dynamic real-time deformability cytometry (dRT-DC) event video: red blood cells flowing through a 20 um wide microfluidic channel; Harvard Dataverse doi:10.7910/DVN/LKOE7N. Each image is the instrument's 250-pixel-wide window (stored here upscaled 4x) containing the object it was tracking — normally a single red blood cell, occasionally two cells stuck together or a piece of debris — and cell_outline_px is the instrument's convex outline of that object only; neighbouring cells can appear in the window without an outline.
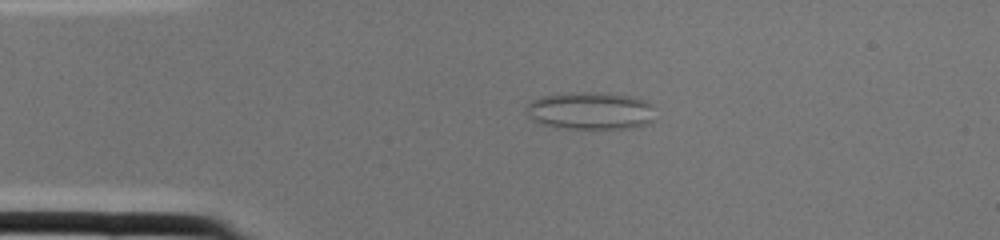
{"species": "common noctule bat (a hibernating species)", "species_latin": "Nyctalus noctula", "temperature_condition": "cold", "stored_images_in_passage": 1, "camera_frame_rate_fps": 3000, "um_per_image_px": 0.085, "animal": {"sex": "female", "body_mass_g": 22.0, "forearm_length_mm": 56.7}, "frame": {"image": 1, "passage_image": 1, "time_ms": 0.0, "image_size_px": [1000, 240], "cell_outline_px": [[656, 120], [648, 124], [632, 128], [556, 128], [532, 120], [528, 116], [528, 104], [532, 100], [544, 96], [572, 92], [596, 92], [628, 96], [648, 100], [652, 104]], "centroid_in_image_um": [50.25, 9.42], "position_along_channel_um": 34.7, "area_um2": 28.32}}